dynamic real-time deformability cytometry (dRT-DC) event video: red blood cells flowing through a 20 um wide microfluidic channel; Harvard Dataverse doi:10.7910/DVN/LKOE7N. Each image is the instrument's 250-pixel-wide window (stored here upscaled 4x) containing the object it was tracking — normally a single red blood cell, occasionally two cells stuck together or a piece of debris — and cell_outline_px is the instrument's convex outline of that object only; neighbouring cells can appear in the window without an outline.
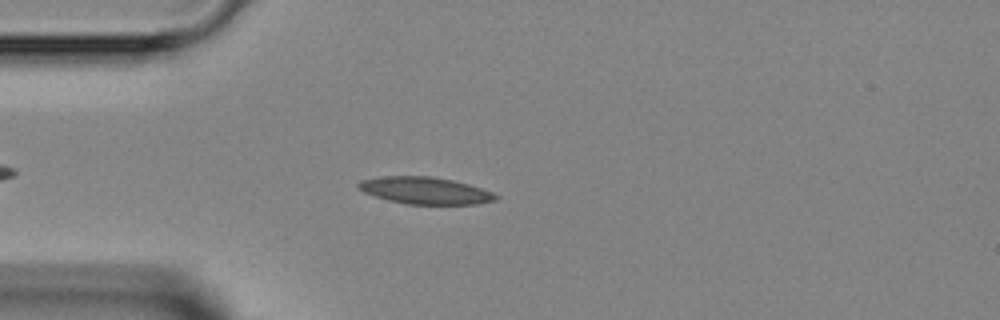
{"species": "Egyptian fruit bat (a non-hibernating species)", "species_latin": "Rousettus aegyptiacus", "temperature_condition": "room temperature", "stored_images_in_passage": 40, "camera_frame_rate_fps": 3000, "um_per_image_px": 0.085, "animal": {"sex": "female"}, "frame": {"image": 1, "passage_image": 6, "time_ms": 1.667, "image_size_px": [1000, 320], "cell_outline_px": [[500, 196], [496, 200], [476, 204], [408, 204], [388, 200], [364, 192], [356, 188], [356, 184], [360, 180], [380, 176], [432, 176], [452, 180], [468, 184], [492, 192]], "centroid_in_image_um": [36.1, 16.19], "position_along_channel_um": 48.9, "area_um2": 21.62}}
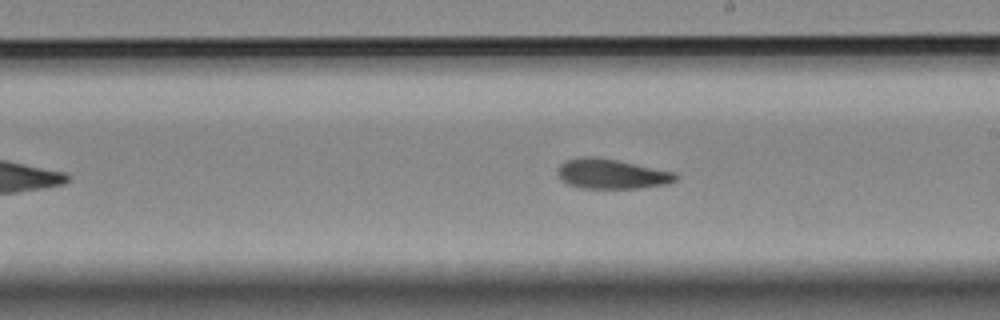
{"frame": {"image": 2, "passage_image": 20, "time_ms": 6.333, "image_size_px": [1000, 320], "cell_outline_px": [[680, 176], [676, 180], [668, 184], [640, 188], [584, 188], [568, 184], [560, 180], [556, 172], [560, 164], [564, 160], [580, 156], [596, 156], [676, 172]], "centroid_in_image_um": [51.97, 14.77], "position_along_channel_um": 237.0, "area_um2": 20.81}}
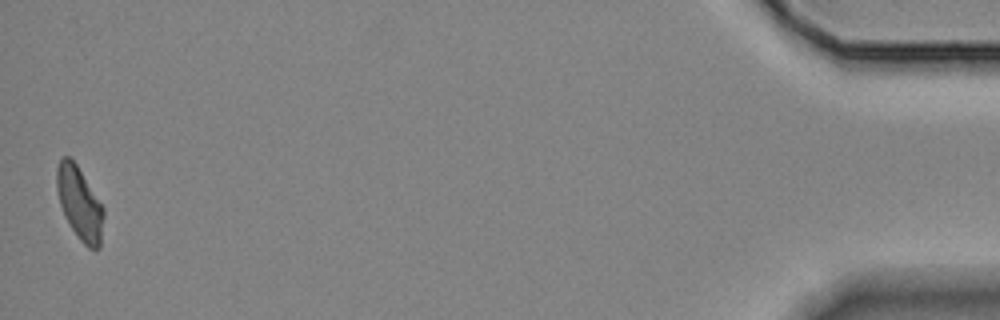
{"frame": {"image": 3, "passage_image": 40, "time_ms": 13.0, "image_size_px": [1000, 320], "cell_outline_px": [[104, 216], [100, 248], [88, 248], [80, 240], [64, 216], [60, 204], [56, 188], [56, 168], [60, 160], [64, 156], [68, 156], [76, 164], [104, 208]], "centroid_in_image_um": [6.76, 17.29], "position_along_channel_um": 428.4, "area_um2": 19.71}}